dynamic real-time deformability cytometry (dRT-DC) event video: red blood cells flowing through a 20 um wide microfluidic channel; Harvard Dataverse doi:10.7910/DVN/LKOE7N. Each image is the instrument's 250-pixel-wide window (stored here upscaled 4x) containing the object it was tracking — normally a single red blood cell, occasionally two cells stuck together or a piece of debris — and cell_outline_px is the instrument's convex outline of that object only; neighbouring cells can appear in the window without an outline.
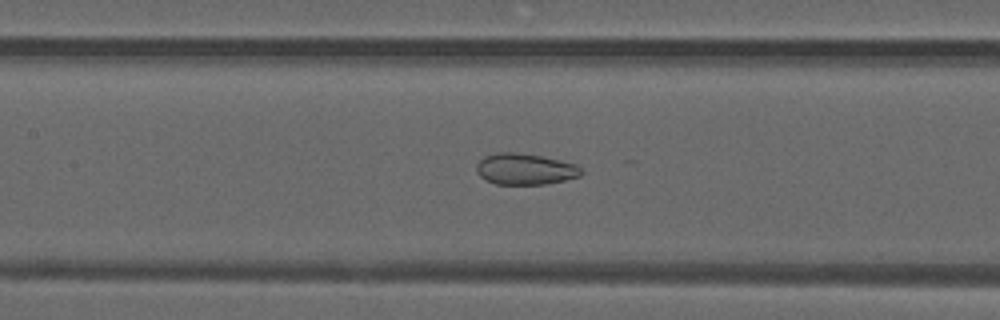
{"species": "common noctule bat (a hibernating species)", "species_latin": "Nyctalus noctula", "temperature_condition": "warm", "stored_images_in_passage": 45, "camera_frame_rate_fps": 3000, "um_per_image_px": 0.085, "animal": {"sex": "male", "forearm_length_mm": 52.5}, "frame": {"image": 1, "passage_image": 19, "time_ms": 6.0, "image_size_px": [1000, 320], "cell_outline_px": [[584, 172], [580, 176], [564, 180], [544, 184], [496, 184], [484, 180], [476, 172], [476, 164], [484, 156], [496, 152], [516, 152], [540, 156], [576, 164]], "centroid_in_image_um": [44.59, 14.37], "position_along_channel_um": 162.8, "area_um2": 19.07}}
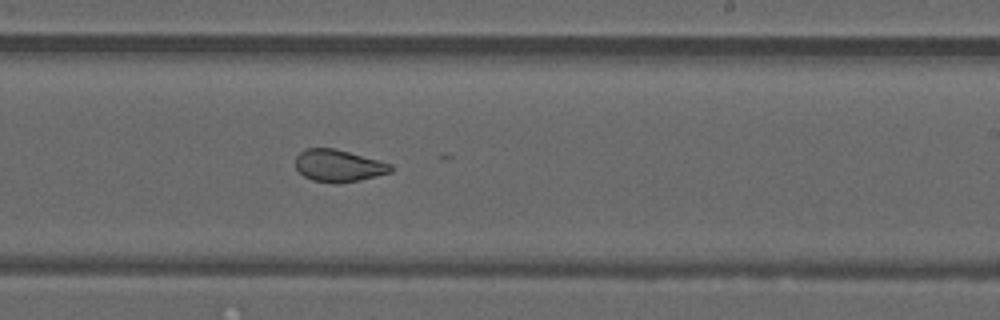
{"frame": {"image": 2, "passage_image": 26, "time_ms": 8.333, "image_size_px": [1000, 320], "cell_outline_px": [[392, 172], [360, 180], [312, 180], [304, 176], [296, 168], [296, 156], [300, 152], [308, 148], [336, 148], [392, 164]], "centroid_in_image_um": [28.79, 14.03], "position_along_channel_um": 260.2, "area_um2": 17.17}}
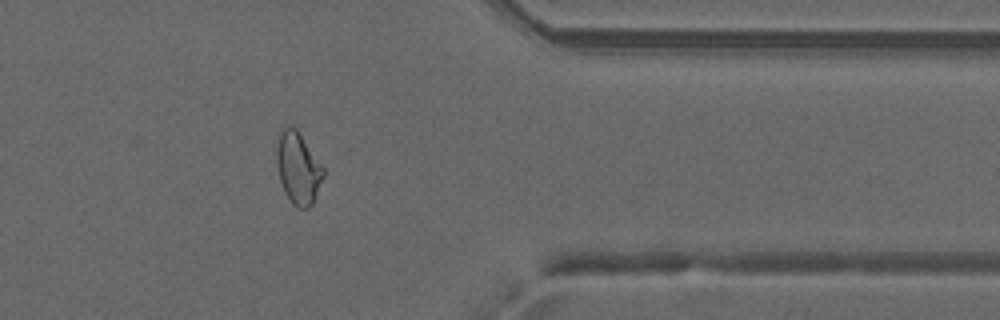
{"frame": {"image": 3, "passage_image": 36, "time_ms": 11.667, "image_size_px": [1000, 320], "cell_outline_px": [[324, 176], [312, 204], [308, 208], [296, 208], [292, 204], [284, 192], [280, 180], [276, 160], [276, 148], [280, 132], [284, 124], [292, 124], [296, 128], [324, 168]], "centroid_in_image_um": [25.32, 14.26], "position_along_channel_um": 386.1, "area_um2": 19.65}, "authors_computed_cell_mechanics": {"area_um2": 20.9236, "velocity_mm_per_s": 4.2, "shape_relaxation_time_tau1_ms": null, "shape_relaxation_time_tau2_ms": 1.2734, "deformation_change_tau1": null, "deformation_change_tau2": 0.0755}}